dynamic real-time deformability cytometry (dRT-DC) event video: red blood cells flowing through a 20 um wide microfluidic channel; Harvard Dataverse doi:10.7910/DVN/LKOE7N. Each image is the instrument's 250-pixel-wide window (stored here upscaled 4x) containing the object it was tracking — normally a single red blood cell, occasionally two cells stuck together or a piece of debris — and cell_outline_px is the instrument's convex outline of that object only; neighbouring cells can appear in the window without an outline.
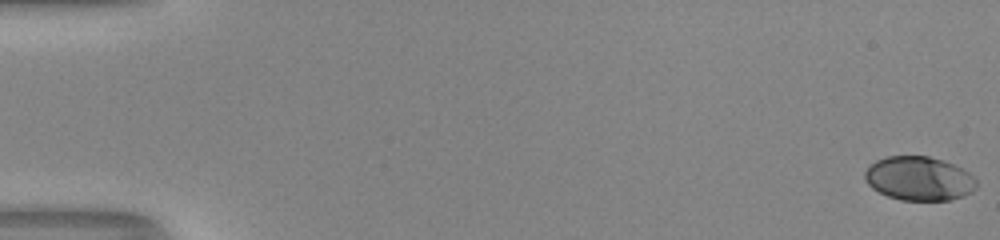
{"species": "human", "species_latin": "Homo sapiens", "temperature_condition": "room temperature", "stored_images_in_passage": 54, "camera_frame_rate_fps": 3000, "um_per_image_px": 0.085, "donor": {"sex": "male"}, "frame": {"image": 1, "passage_image": 1, "time_ms": 0.0, "image_size_px": [1000, 240], "cell_outline_px": [[976, 188], [972, 192], [964, 196], [948, 200], [900, 200], [888, 196], [872, 188], [864, 180], [864, 172], [868, 164], [884, 156], [928, 156], [944, 160], [968, 172], [976, 180]], "centroid_in_image_um": [78.08, 15.17], "position_along_channel_um": 6.9, "area_um2": 28.78}}
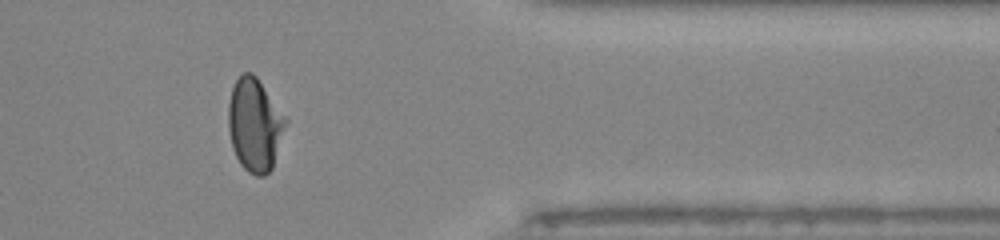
{"frame": {"image": 2, "passage_image": 45, "time_ms": 14.667, "image_size_px": [1000, 240], "cell_outline_px": [[288, 120], [272, 168], [264, 176], [256, 176], [248, 172], [240, 164], [232, 148], [228, 128], [228, 104], [232, 88], [236, 80], [244, 72], [252, 72], [256, 76]], "centroid_in_image_um": [21.64, 10.62], "position_along_channel_um": 389.8, "area_um2": 30.98}}
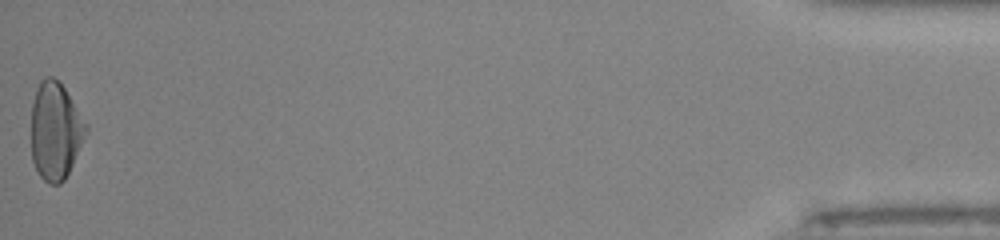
{"frame": {"image": 3, "passage_image": 54, "time_ms": 17.667, "image_size_px": [1000, 240], "cell_outline_px": [[88, 132], [64, 180], [60, 184], [48, 184], [40, 176], [32, 160], [32, 100], [36, 88], [40, 80], [44, 76], [52, 76], [64, 88], [88, 124]], "centroid_in_image_um": [4.71, 11.11], "position_along_channel_um": 430.5, "area_um2": 31.1}, "authors_computed_cell_mechanics": {"area_um2": 29.3335, "velocity_mm_per_s": 4.0225, "shape_relaxation_time_tau1_ms": 3.594, "shape_relaxation_time_tau2_ms": 0.9652, "deformation_change_tau1": 0.151, "deformation_change_tau2": 0.0384}}